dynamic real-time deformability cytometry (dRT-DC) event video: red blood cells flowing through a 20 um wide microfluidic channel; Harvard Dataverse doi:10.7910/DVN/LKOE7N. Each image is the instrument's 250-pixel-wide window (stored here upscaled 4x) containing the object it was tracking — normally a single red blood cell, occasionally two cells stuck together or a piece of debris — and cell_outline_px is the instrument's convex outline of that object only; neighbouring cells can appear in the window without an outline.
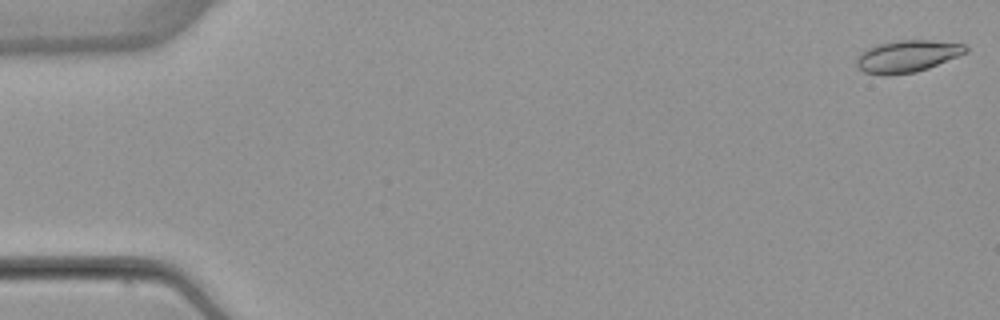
{"species": "common noctule bat (a hibernating species)", "species_latin": "Nyctalus noctula", "temperature_condition": "warm", "stored_images_in_passage": 53, "camera_frame_rate_fps": 3000, "um_per_image_px": 0.085, "animal": {"sex": "female", "body_mass_g": 22.7, "forearm_length_mm": 54.2}, "frame": {"image": 1, "passage_image": 1, "time_ms": 0.0, "image_size_px": [1000, 320], "cell_outline_px": [[968, 52], [928, 68], [916, 72], [884, 76], [864, 72], [856, 64], [856, 56], [860, 52], [876, 44], [900, 40], [928, 40], [964, 44], [968, 48]], "centroid_in_image_um": [77.08, 4.78], "position_along_channel_um": 7.9, "area_um2": 20.4}}
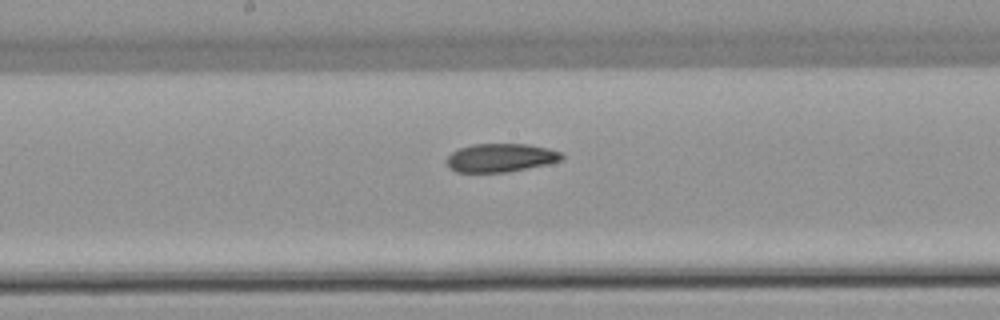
{"frame": {"image": 2, "passage_image": 28, "time_ms": 9.0, "image_size_px": [1000, 320], "cell_outline_px": [[564, 160], [548, 164], [508, 172], [456, 172], [448, 168], [444, 160], [452, 152], [460, 148], [472, 144], [528, 144], [548, 148], [560, 152], [564, 156]], "centroid_in_image_um": [42.54, 13.41], "position_along_channel_um": 205.7, "area_um2": 19.31}}
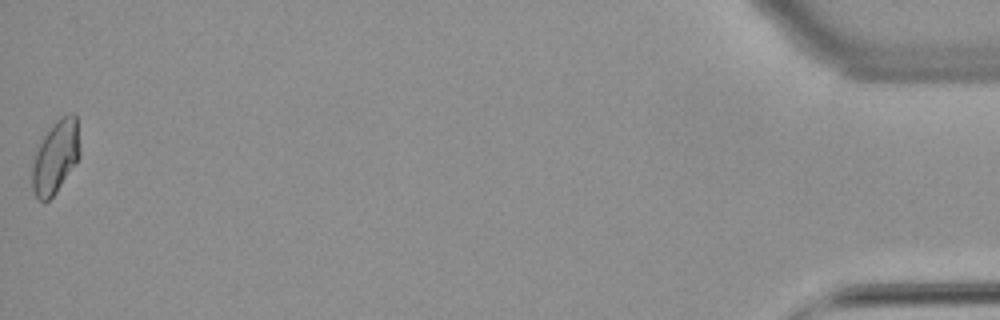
{"frame": {"image": 3, "passage_image": 53, "time_ms": 17.333, "image_size_px": [1000, 320], "cell_outline_px": [[80, 156], [56, 192], [48, 200], [40, 200], [36, 196], [32, 188], [32, 164], [40, 136], [60, 116], [72, 112], [76, 116], [80, 152]], "centroid_in_image_um": [4.7, 13.27], "position_along_channel_um": 430.5, "area_um2": 20.4}, "authors_computed_cell_mechanics": {"area_um2": 19.7676, "velocity_mm_per_s": 3.8743, "shape_relaxation_time_tau1_ms": null, "shape_relaxation_time_tau2_ms": 4.6651, "deformation_change_tau1": null, "deformation_change_tau2": 0.103}}